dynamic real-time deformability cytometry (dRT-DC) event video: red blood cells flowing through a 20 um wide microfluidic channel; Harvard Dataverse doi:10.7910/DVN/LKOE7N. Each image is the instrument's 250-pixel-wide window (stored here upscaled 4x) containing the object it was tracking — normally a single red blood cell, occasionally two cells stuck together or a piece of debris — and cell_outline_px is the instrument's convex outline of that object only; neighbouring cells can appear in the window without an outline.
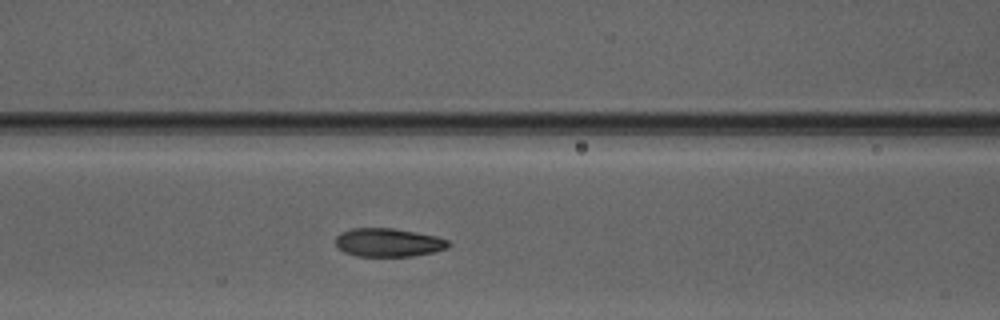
{"species": "Egyptian fruit bat (a non-hibernating species)", "species_latin": "Rousettus aegyptiacus", "temperature_condition": "warm", "stored_images_in_passage": 32, "camera_frame_rate_fps": 3000, "um_per_image_px": 0.085, "animal": {"sex": "male"}, "frame": {"image": 1, "passage_image": 12, "time_ms": 3.667, "image_size_px": [1000, 320], "cell_outline_px": [[452, 244], [448, 248], [432, 252], [412, 256], [356, 256], [344, 252], [336, 244], [336, 236], [340, 232], [352, 228], [392, 228], [416, 232], [436, 236], [448, 240]], "centroid_in_image_um": [33.02, 20.61], "position_along_channel_um": 133.6, "area_um2": 18.73}}
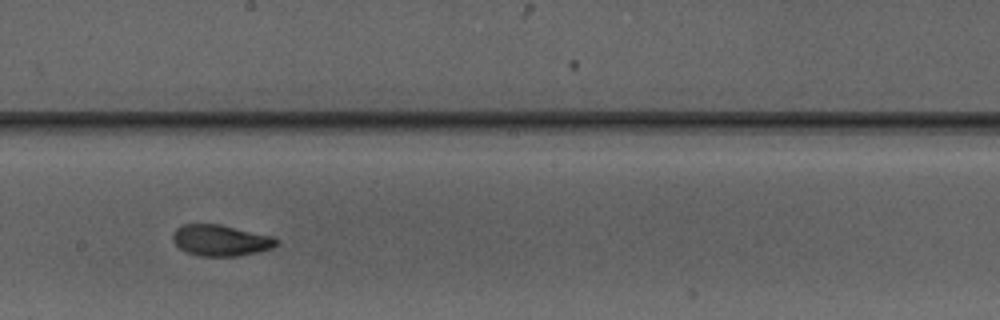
{"frame": {"image": 2, "passage_image": 19, "time_ms": 6.0, "image_size_px": [1000, 320], "cell_outline_px": [[280, 240], [272, 248], [256, 252], [236, 256], [200, 256], [188, 252], [180, 248], [172, 240], [172, 232], [180, 224], [220, 224], [272, 236]], "centroid_in_image_um": [18.73, 20.42], "position_along_channel_um": 229.5, "area_um2": 18.79}}
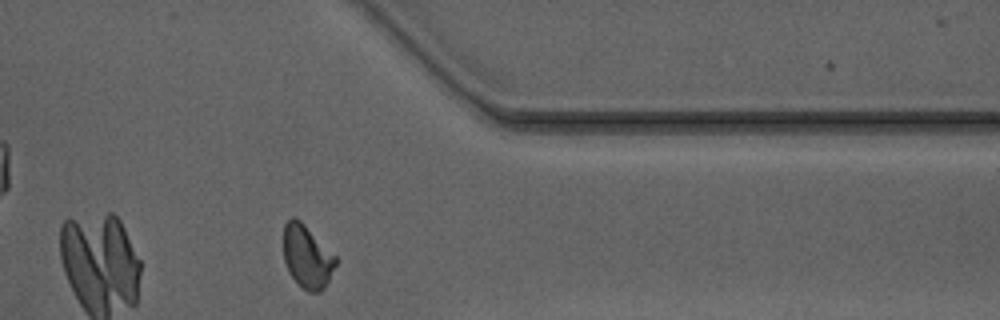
{"frame": {"image": 3, "passage_image": 31, "time_ms": 10.0, "image_size_px": [1000, 320], "cell_outline_px": [[340, 260], [324, 288], [320, 292], [308, 292], [288, 272], [284, 260], [284, 224], [292, 216], [300, 220]], "centroid_in_image_um": [26.13, 21.82], "position_along_channel_um": 385.3, "area_um2": 19.13}, "authors_computed_cell_mechanics": {"area_um2": 18.9873, "velocity_mm_per_s": 4.1192, "shape_relaxation_time_tau1_ms": 3.1727, "shape_relaxation_time_tau2_ms": 0.9264, "deformation_change_tau1": 0.1558, "deformation_change_tau2": 0.073}}